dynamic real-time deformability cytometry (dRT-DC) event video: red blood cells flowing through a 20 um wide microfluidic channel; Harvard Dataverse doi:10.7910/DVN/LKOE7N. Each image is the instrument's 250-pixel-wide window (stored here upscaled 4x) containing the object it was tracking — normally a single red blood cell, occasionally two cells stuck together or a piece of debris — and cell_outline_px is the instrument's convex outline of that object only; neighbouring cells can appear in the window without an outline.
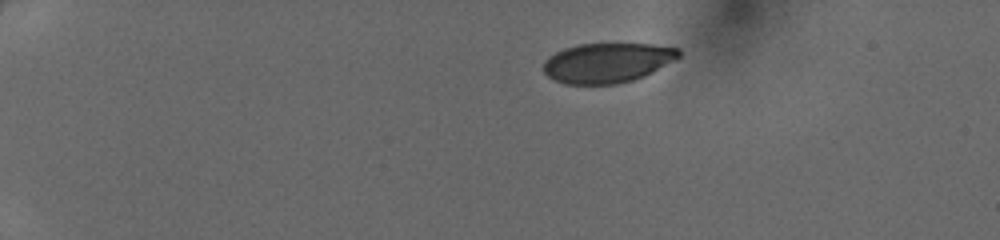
{"species": "human", "species_latin": "Homo sapiens", "temperature_condition": "cold", "stored_images_in_passage": 39, "camera_frame_rate_fps": 3000, "um_per_image_px": 0.085, "donor": {"sex": "female"}, "frame": {"image": 1, "passage_image": 1, "time_ms": 0.0, "image_size_px": [1000, 240], "cell_outline_px": [[680, 56], [652, 72], [644, 76], [632, 80], [616, 84], [564, 84], [548, 76], [544, 72], [544, 60], [548, 56], [564, 48], [580, 44], [652, 44], [680, 48]], "centroid_in_image_um": [51.61, 5.33], "position_along_channel_um": 33.4, "area_um2": 31.21}}
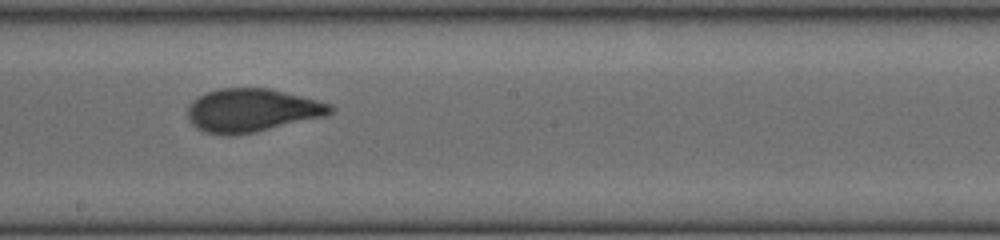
{"frame": {"image": 2, "passage_image": 21, "time_ms": 6.667, "image_size_px": [1000, 240], "cell_outline_px": [[336, 108], [332, 112], [324, 116], [256, 132], [228, 136], [204, 132], [196, 128], [188, 120], [188, 104], [196, 96], [220, 88], [268, 88], [332, 104]], "centroid_in_image_um": [21.37, 9.38], "position_along_channel_um": 226.8, "area_um2": 36.01}}
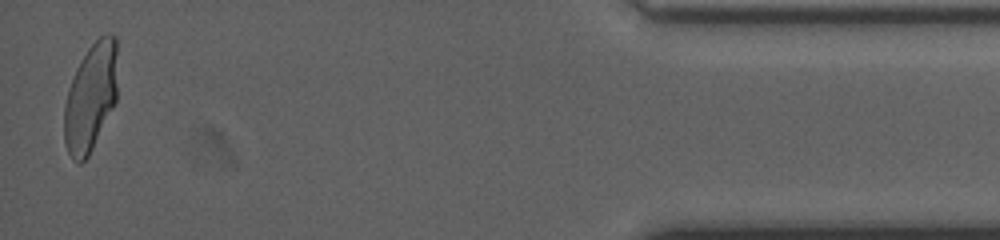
{"frame": {"image": 3, "passage_image": 39, "time_ms": 12.667, "image_size_px": [1000, 240], "cell_outline_px": [[116, 100], [88, 156], [80, 164], [76, 164], [72, 160], [68, 152], [64, 140], [64, 108], [68, 88], [76, 68], [80, 60], [88, 48], [100, 36], [108, 32], [112, 32], [116, 36]], "centroid_in_image_um": [7.69, 8.25], "position_along_channel_um": 427.5, "area_um2": 33.47}}